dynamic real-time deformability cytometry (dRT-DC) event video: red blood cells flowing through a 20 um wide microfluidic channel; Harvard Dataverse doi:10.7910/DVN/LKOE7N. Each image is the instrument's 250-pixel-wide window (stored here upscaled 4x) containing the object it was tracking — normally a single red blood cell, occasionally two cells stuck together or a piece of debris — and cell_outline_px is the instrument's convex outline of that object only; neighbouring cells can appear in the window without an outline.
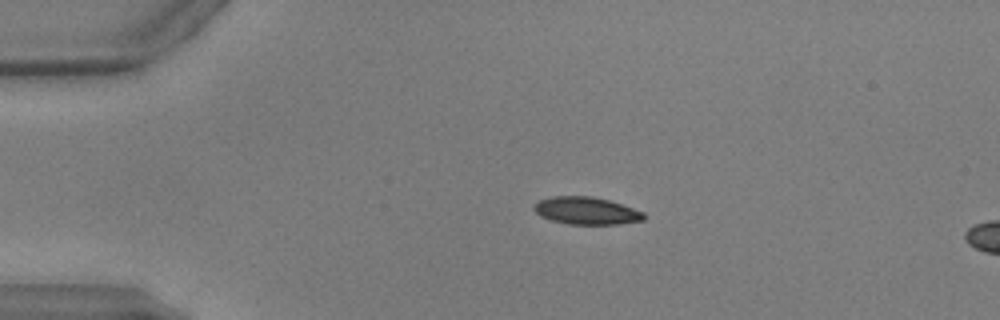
{"species": "common noctule bat (a hibernating species)", "species_latin": "Nyctalus noctula", "temperature_condition": "warm", "stored_images_in_passage": 15, "camera_frame_rate_fps": 3000, "um_per_image_px": 0.085, "animal": {"sex": "male", "body_mass_g": 17.9, "forearm_length_mm": 54.2}, "frame": {"image": 1, "passage_image": 11, "time_ms": 3.333, "image_size_px": [1000, 320], "cell_outline_px": [[644, 220], [620, 224], [568, 224], [552, 220], [540, 216], [532, 208], [540, 200], [552, 196], [592, 196], [608, 200], [644, 212]], "centroid_in_image_um": [49.83, 17.91], "position_along_channel_um": 35.2, "area_um2": 17.4}}